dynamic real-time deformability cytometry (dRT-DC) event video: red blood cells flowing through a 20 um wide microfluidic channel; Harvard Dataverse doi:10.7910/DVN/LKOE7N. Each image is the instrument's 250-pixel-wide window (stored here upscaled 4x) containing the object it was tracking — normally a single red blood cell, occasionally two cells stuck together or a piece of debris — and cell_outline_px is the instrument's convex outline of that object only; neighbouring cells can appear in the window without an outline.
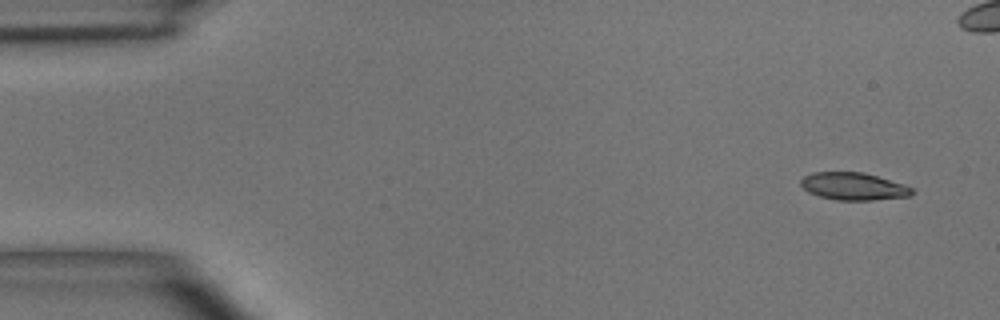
{"species": "common noctule bat (a hibernating species)", "species_latin": "Nyctalus noctula", "temperature_condition": "room temperature", "stored_images_in_passage": 5, "camera_frame_rate_fps": 3000, "um_per_image_px": 0.085, "animal": {"sex": "male", "body_mass_g": 15.6}, "frame": {"image": 1, "passage_image": 1, "time_ms": 0.0, "image_size_px": [1000, 320], "cell_outline_px": [[912, 192], [908, 196], [872, 200], [836, 200], [820, 196], [808, 192], [800, 184], [800, 180], [804, 176], [812, 172], [864, 172], [904, 184], [912, 188]], "centroid_in_image_um": [72.51, 15.83], "position_along_channel_um": 12.5, "area_um2": 17.69}}